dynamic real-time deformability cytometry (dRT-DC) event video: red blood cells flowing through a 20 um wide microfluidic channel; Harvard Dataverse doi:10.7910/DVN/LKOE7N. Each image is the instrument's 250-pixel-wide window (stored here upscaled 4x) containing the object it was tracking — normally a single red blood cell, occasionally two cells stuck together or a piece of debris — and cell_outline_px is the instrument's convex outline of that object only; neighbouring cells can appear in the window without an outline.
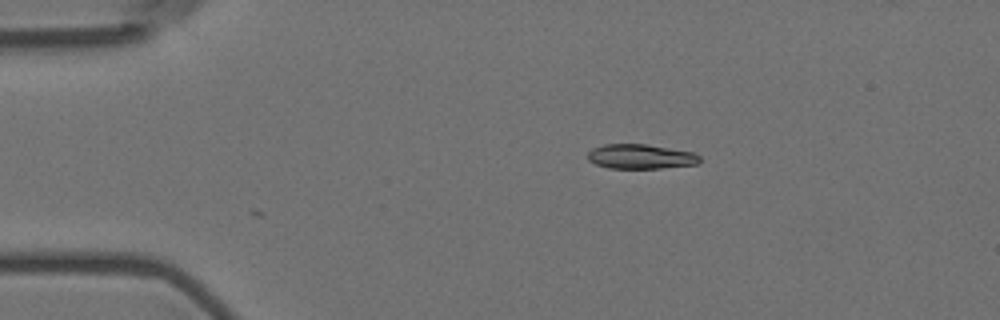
{"species": "Egyptian fruit bat (a non-hibernating species)", "species_latin": "Rousettus aegyptiacus", "temperature_condition": "room temperature", "stored_images_in_passage": 3, "camera_frame_rate_fps": 3000, "um_per_image_px": 0.085, "animal": {"sex": "female"}, "frame": {"image": 1, "passage_image": 3, "time_ms": 0.667, "image_size_px": [1000, 320], "cell_outline_px": [[700, 160], [696, 164], [660, 168], [608, 168], [596, 164], [588, 160], [588, 152], [592, 148], [604, 144], [644, 144], [692, 152], [700, 156]], "centroid_in_image_um": [54.41, 13.3], "position_along_channel_um": 30.6, "area_um2": 15.9}}